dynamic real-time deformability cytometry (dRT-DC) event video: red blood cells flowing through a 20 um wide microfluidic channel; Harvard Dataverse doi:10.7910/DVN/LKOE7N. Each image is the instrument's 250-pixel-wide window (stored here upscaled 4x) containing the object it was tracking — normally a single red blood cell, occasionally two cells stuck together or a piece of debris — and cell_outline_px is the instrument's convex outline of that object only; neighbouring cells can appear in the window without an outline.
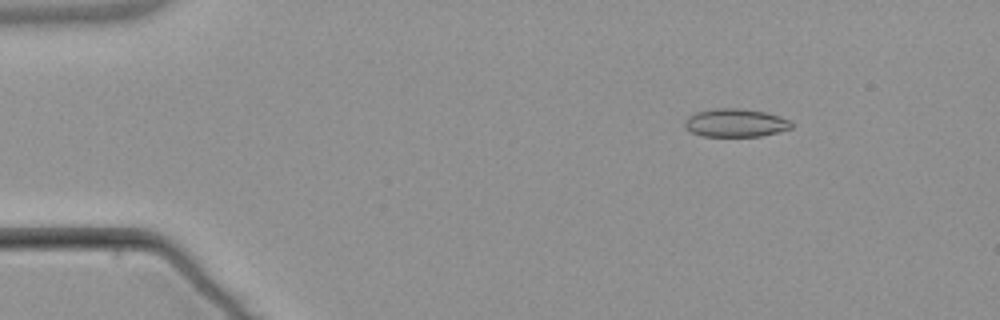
{"species": "common noctule bat (a hibernating species)", "species_latin": "Nyctalus noctula", "temperature_condition": "warm", "stored_images_in_passage": 4, "camera_frame_rate_fps": 3000, "um_per_image_px": 0.085, "animal": {"sex": "male", "body_mass_g": 21.5, "forearm_length_mm": 52.0}, "frame": {"image": 1, "passage_image": 1, "time_ms": 0.0, "image_size_px": [1000, 320], "cell_outline_px": [[792, 128], [760, 136], [704, 136], [692, 132], [684, 124], [684, 120], [688, 116], [696, 112], [716, 108], [740, 108], [764, 112], [788, 120], [792, 124]], "centroid_in_image_um": [62.48, 10.44], "position_along_channel_um": 22.5, "area_um2": 17.22}}
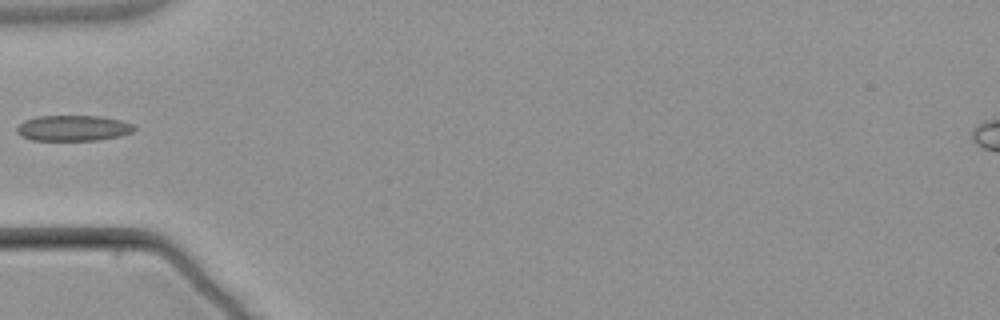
{"frame": {"image": 2, "passage_image": 4, "time_ms": 3.667, "image_size_px": [1000, 320], "cell_outline_px": [[136, 128], [132, 132], [120, 136], [100, 140], [32, 140], [20, 136], [16, 132], [16, 128], [24, 120], [36, 116], [100, 116], [120, 120], [132, 124]], "centroid_in_image_um": [6.2, 10.89], "position_along_channel_um": 78.8, "area_um2": 17.63}}